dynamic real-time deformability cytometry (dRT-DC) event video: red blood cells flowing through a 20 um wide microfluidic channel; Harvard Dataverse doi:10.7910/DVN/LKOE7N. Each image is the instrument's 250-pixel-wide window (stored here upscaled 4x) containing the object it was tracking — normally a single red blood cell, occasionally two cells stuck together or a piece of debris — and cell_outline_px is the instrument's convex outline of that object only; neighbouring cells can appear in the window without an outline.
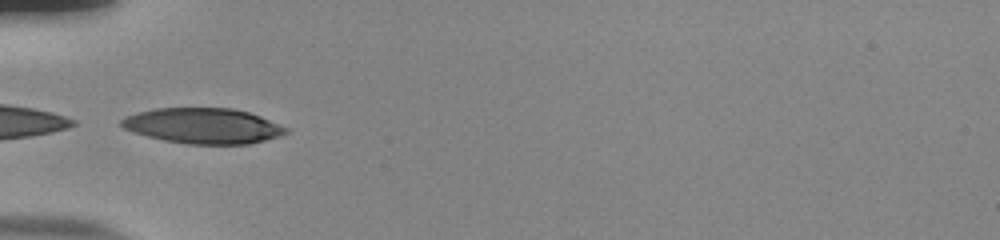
{"species": "human", "species_latin": "Homo sapiens", "temperature_condition": "room temperature", "stored_images_in_passage": 36, "camera_frame_rate_fps": 3000, "um_per_image_px": 0.085, "donor": {"sex": "male"}, "frame": {"image": 1, "passage_image": 1, "time_ms": 0.0, "image_size_px": [1000, 240], "cell_outline_px": [[288, 132], [280, 136], [248, 144], [188, 144], [164, 140], [132, 132], [124, 128], [120, 124], [120, 120], [136, 112], [156, 108], [232, 108], [248, 112], [260, 116], [288, 128]], "centroid_in_image_um": [17.26, 10.69], "position_along_channel_um": 67.7, "area_um2": 33.87}}
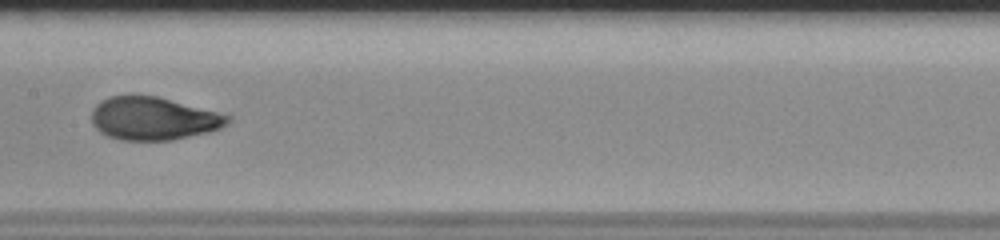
{"frame": {"image": 2, "passage_image": 11, "time_ms": 3.333, "image_size_px": [1000, 240], "cell_outline_px": [[232, 120], [228, 124], [220, 128], [208, 132], [172, 140], [120, 140], [108, 136], [100, 132], [92, 124], [92, 108], [100, 100], [108, 96], [136, 92], [156, 96], [232, 116]], "centroid_in_image_um": [12.99, 10.04], "position_along_channel_um": 194.4, "area_um2": 34.68}}
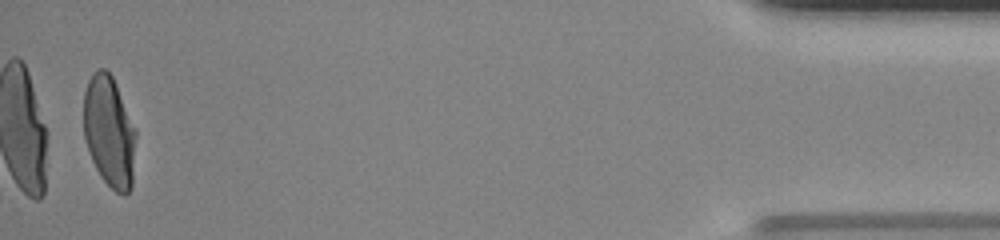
{"frame": {"image": 3, "passage_image": 35, "time_ms": 11.333, "image_size_px": [1000, 240], "cell_outline_px": [[136, 136], [132, 188], [124, 196], [116, 192], [100, 176], [92, 160], [84, 136], [84, 92], [88, 80], [92, 72], [96, 68], [104, 68], [112, 76], [116, 84], [136, 132]], "centroid_in_image_um": [9.28, 11.19], "position_along_channel_um": 425.9, "area_um2": 33.81}, "authors_computed_cell_mechanics": {"area_um2": 34.3621, "velocity_mm_per_s": 3.845, "shape_relaxation_time_tau1_ms": 5.7407, "shape_relaxation_time_tau2_ms": null, "deformation_change_tau1": 0.2293, "deformation_change_tau2": null}}